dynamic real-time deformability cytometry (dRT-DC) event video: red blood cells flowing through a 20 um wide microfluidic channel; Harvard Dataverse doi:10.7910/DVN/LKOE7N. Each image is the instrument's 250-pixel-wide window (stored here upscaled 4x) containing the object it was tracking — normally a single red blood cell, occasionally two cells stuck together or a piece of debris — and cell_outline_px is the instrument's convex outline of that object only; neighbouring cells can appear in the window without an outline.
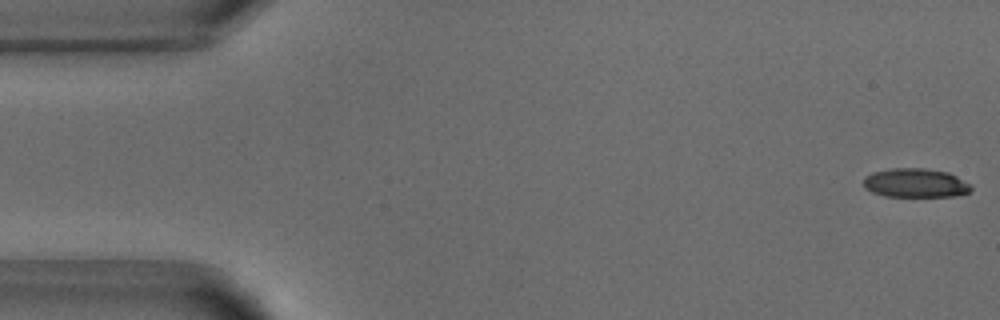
{"species": "common noctule bat (a hibernating species)", "species_latin": "Nyctalus noctula", "temperature_condition": "warm", "stored_images_in_passage": 51, "camera_frame_rate_fps": 3000, "um_per_image_px": 0.085, "animal": {"sex": "male", "body_mass_g": 18.8}, "frame": {"image": 1, "passage_image": 1, "time_ms": 0.0, "image_size_px": [1000, 320], "cell_outline_px": [[972, 188], [968, 192], [956, 196], [884, 196], [872, 192], [864, 188], [864, 176], [872, 172], [892, 168], [924, 168], [948, 172], [956, 176], [968, 184]], "centroid_in_image_um": [77.76, 15.55], "position_along_channel_um": 7.2, "area_um2": 18.09}}
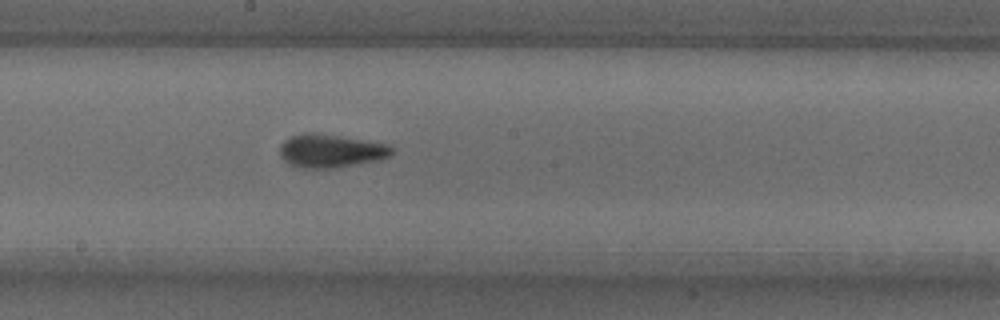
{"frame": {"image": 2, "passage_image": 27, "time_ms": 8.667, "image_size_px": [1000, 320], "cell_outline_px": [[396, 148], [388, 156], [380, 160], [336, 168], [296, 168], [288, 164], [280, 156], [280, 144], [284, 140], [292, 136], [304, 132], [308, 132], [336, 136], [388, 144]], "centroid_in_image_um": [28.09, 12.84], "position_along_channel_um": 220.1, "area_um2": 21.79}}
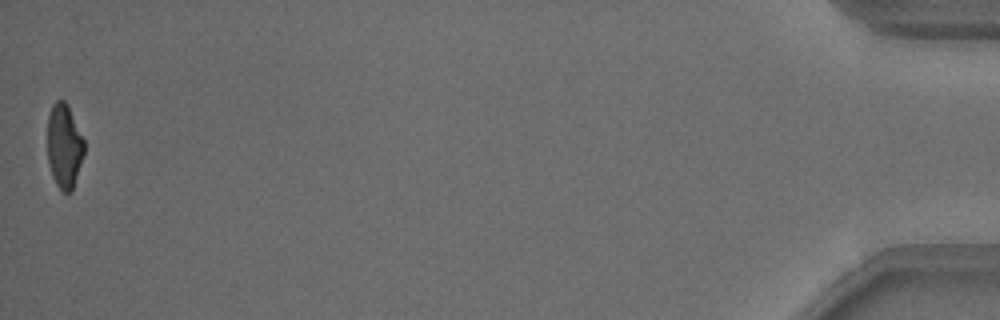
{"frame": {"image": 3, "passage_image": 51, "time_ms": 16.667, "image_size_px": [1000, 320], "cell_outline_px": [[84, 152], [72, 192], [64, 192], [56, 184], [52, 176], [48, 160], [48, 116], [52, 104], [56, 100], [64, 100], [68, 104], [84, 140]], "centroid_in_image_um": [5.46, 12.39], "position_along_channel_um": 429.7, "area_um2": 17.98}, "authors_computed_cell_mechanics": {"area_um2": 20.0566, "velocity_mm_per_s": 3.8856, "shape_relaxation_time_tau1_ms": 3.3489, "shape_relaxation_time_tau2_ms": 1.7062, "deformation_change_tau1": 0.1617, "deformation_change_tau2": 0.1032}}